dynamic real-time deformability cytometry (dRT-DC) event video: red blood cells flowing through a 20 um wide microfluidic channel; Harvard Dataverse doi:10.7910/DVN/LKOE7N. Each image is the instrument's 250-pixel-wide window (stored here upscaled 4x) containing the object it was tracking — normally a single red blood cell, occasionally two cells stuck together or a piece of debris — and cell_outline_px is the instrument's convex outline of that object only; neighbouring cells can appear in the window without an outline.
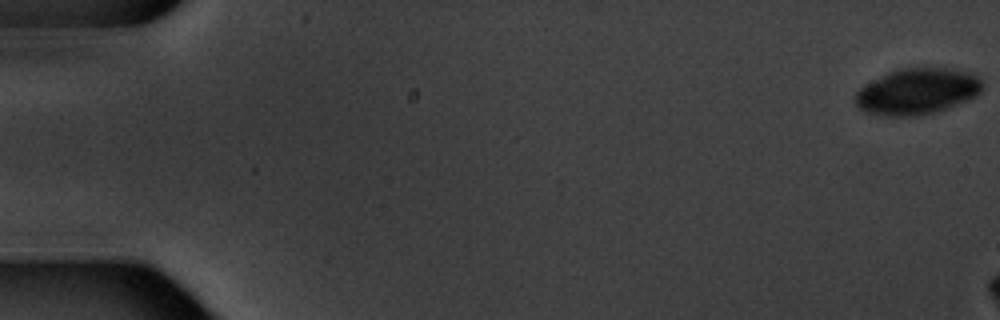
{"species": "common noctule bat (a hibernating species)", "species_latin": "Nyctalus noctula", "temperature_condition": "warm", "stored_images_in_passage": 3, "camera_frame_rate_fps": 3000, "um_per_image_px": 0.085, "animal": {"sex": "male", "body_mass_g": 20.1, "forearm_length_mm": 53.5}, "frame": {"image": 1, "passage_image": 1, "time_ms": 0.0, "image_size_px": [1000, 320], "cell_outline_px": [[984, 88], [976, 96], [968, 100], [936, 112], [916, 116], [880, 116], [868, 112], [860, 108], [856, 104], [856, 92], [860, 88], [888, 72], [900, 68], [948, 68], [968, 72], [976, 76], [984, 84]], "centroid_in_image_um": [77.99, 7.78], "position_along_channel_um": 7.0, "area_um2": 33.99}}